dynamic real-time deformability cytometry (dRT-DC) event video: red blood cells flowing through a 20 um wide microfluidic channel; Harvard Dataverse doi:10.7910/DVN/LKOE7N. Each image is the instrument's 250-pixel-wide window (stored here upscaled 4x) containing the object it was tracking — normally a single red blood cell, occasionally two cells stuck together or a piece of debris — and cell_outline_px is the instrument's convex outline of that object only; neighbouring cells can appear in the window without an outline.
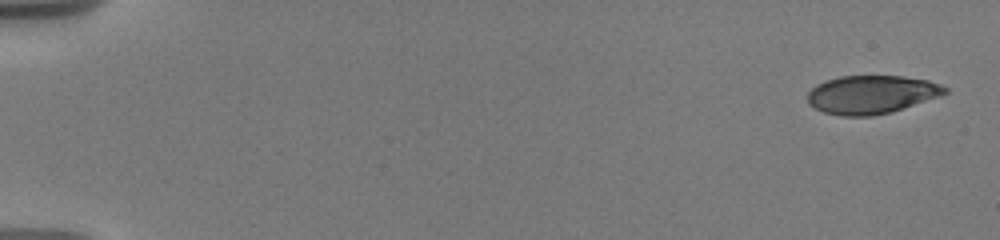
{"species": "human", "species_latin": "Homo sapiens", "temperature_condition": "warm", "stored_images_in_passage": 55, "camera_frame_rate_fps": 3000, "um_per_image_px": 0.085, "donor": {"sex": "male"}, "frame": {"image": 1, "passage_image": 1, "time_ms": 0.0, "image_size_px": [1000, 240], "cell_outline_px": [[948, 92], [940, 96], [892, 112], [872, 116], [840, 116], [824, 112], [808, 104], [808, 92], [816, 84], [840, 76], [904, 76], [928, 80], [940, 84], [948, 88]], "centroid_in_image_um": [74.09, 8.04], "position_along_channel_um": 10.9, "area_um2": 30.75}}
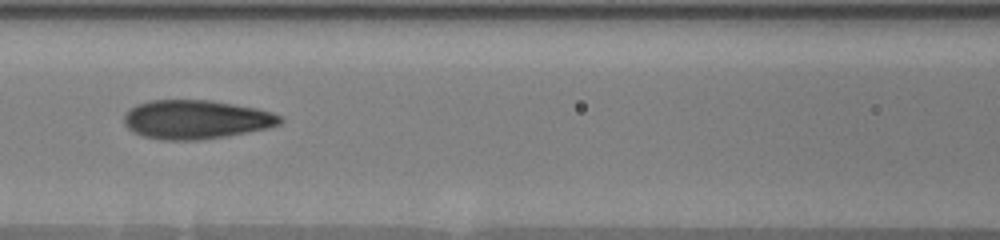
{"frame": {"image": 2, "passage_image": 22, "time_ms": 8.333, "image_size_px": [1000, 240], "cell_outline_px": [[284, 120], [280, 124], [272, 128], [228, 136], [200, 140], [164, 140], [144, 136], [132, 132], [124, 124], [124, 116], [136, 104], [148, 100], [212, 100], [256, 108], [272, 112], [284, 116]], "centroid_in_image_um": [16.72, 10.16], "position_along_channel_um": 149.9, "area_um2": 35.78}}
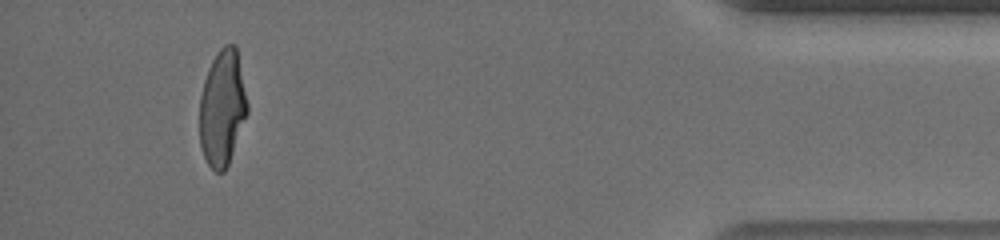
{"frame": {"image": 3, "passage_image": 52, "time_ms": 17.0, "image_size_px": [1000, 240], "cell_outline_px": [[248, 112], [228, 164], [224, 172], [216, 172], [208, 164], [204, 156], [200, 144], [200, 96], [204, 80], [208, 68], [212, 60], [220, 48], [224, 44], [236, 44], [248, 104]], "centroid_in_image_um": [18.9, 9.15], "position_along_channel_um": 416.3, "area_um2": 32.19}}